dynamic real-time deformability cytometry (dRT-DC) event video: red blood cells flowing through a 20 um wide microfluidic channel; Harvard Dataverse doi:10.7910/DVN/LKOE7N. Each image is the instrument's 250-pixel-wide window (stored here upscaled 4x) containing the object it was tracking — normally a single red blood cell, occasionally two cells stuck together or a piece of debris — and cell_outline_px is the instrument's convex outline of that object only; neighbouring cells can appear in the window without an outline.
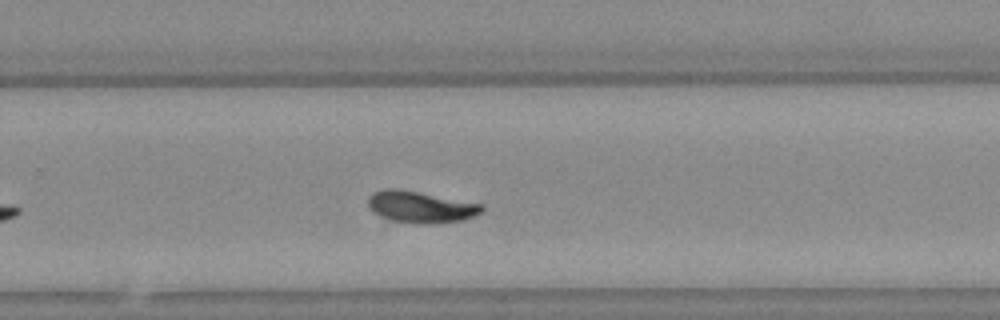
{"species": "Egyptian fruit bat (a non-hibernating species)", "species_latin": "Rousettus aegyptiacus", "temperature_condition": "warm", "stored_images_in_passage": 44, "camera_frame_rate_fps": 3000, "um_per_image_px": 0.085, "animal": {"sex": "female"}, "frame": {"image": 1, "passage_image": 29, "time_ms": 9.333, "image_size_px": [1000, 320], "cell_outline_px": [[484, 212], [476, 216], [464, 220], [440, 224], [416, 224], [388, 220], [372, 212], [368, 208], [368, 196], [372, 192], [384, 188], [400, 188], [484, 204]], "centroid_in_image_um": [35.76, 17.6], "position_along_channel_um": 294.0, "area_um2": 21.79}}